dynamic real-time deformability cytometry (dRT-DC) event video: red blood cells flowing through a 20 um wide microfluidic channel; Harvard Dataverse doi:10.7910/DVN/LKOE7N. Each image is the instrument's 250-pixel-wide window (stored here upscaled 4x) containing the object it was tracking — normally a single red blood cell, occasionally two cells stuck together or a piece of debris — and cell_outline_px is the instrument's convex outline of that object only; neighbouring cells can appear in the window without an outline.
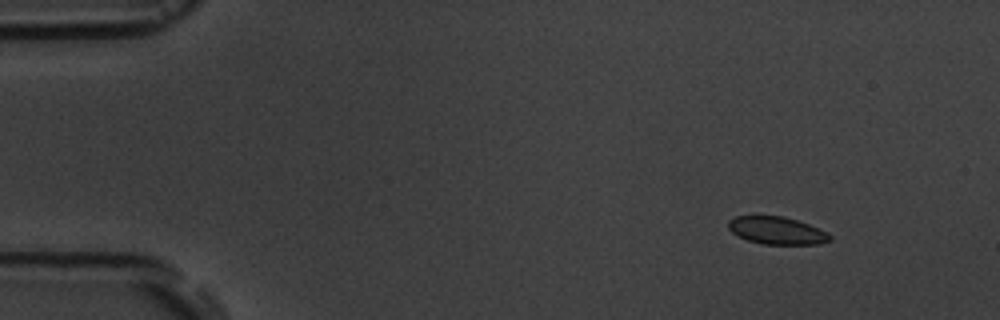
{"species": "common noctule bat (a hibernating species)", "species_latin": "Nyctalus noctula", "temperature_condition": "room temperature", "stored_images_in_passage": 4, "camera_frame_rate_fps": 3000, "um_per_image_px": 0.085, "animal": {"sex": "male", "body_mass_g": 19.5, "forearm_length_mm": 54.6}, "frame": {"image": 1, "passage_image": 1, "time_ms": 0.0, "image_size_px": [1000, 320], "cell_outline_px": [[832, 240], [820, 244], [764, 244], [748, 240], [732, 232], [728, 228], [728, 220], [736, 216], [784, 216], [808, 224], [832, 236]], "centroid_in_image_um": [66.02, 19.59], "position_along_channel_um": 19.0, "area_um2": 16.07}}
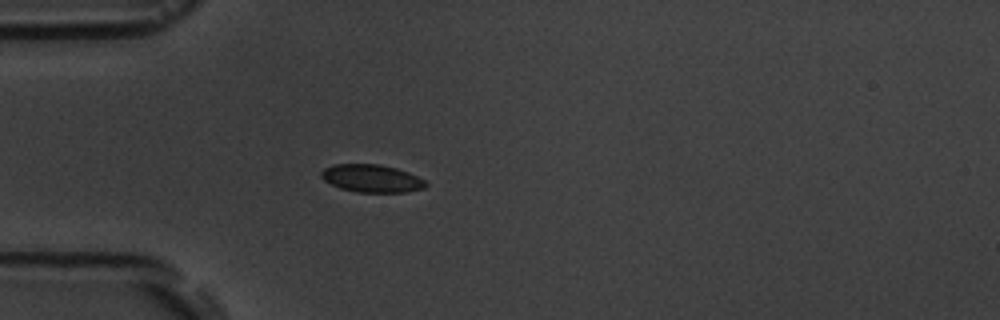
{"frame": {"image": 2, "passage_image": 4, "time_ms": 3.333, "image_size_px": [1000, 320], "cell_outline_px": [[428, 184], [424, 188], [408, 192], [356, 192], [340, 188], [324, 180], [320, 176], [320, 172], [324, 168], [332, 164], [380, 164], [396, 168], [408, 172], [424, 180]], "centroid_in_image_um": [31.58, 15.16], "position_along_channel_um": 53.4, "area_um2": 16.94}}